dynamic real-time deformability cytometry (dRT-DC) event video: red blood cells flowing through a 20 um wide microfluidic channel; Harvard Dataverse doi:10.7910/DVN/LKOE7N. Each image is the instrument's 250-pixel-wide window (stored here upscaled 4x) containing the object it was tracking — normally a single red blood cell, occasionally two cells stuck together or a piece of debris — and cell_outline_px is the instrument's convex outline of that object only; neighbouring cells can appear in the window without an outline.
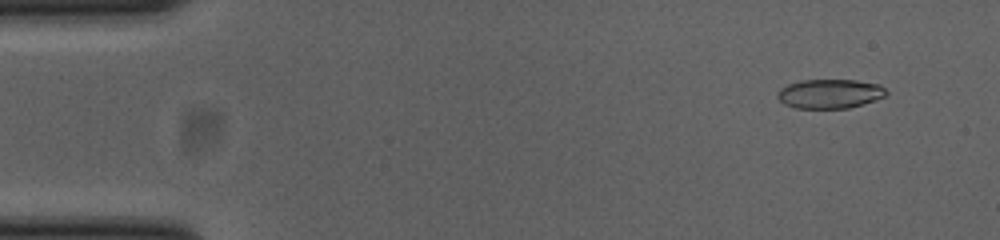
{"species": "common noctule bat (a hibernating species)", "species_latin": "Nyctalus noctula", "temperature_condition": "cold", "stored_images_in_passage": 52, "camera_frame_rate_fps": 3000, "um_per_image_px": 0.085, "animal": {"sex": "female", "body_mass_g": 23.0, "forearm_length_mm": 53.4}, "frame": {"image": 1, "passage_image": 4, "time_ms": 1.0, "image_size_px": [1000, 240], "cell_outline_px": [[888, 92], [884, 96], [876, 100], [864, 104], [848, 108], [796, 108], [784, 104], [776, 96], [780, 88], [788, 84], [800, 80], [856, 80], [880, 84]], "centroid_in_image_um": [70.54, 7.96], "position_along_channel_um": 14.5, "area_um2": 18.61}}
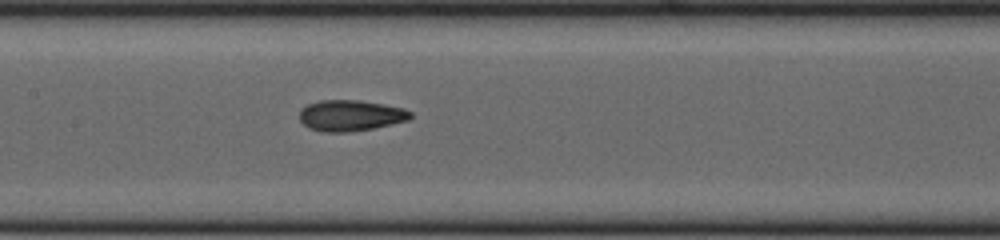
{"frame": {"image": 2, "passage_image": 25, "time_ms": 8.0, "image_size_px": [1000, 240], "cell_outline_px": [[412, 116], [408, 120], [372, 128], [348, 132], [324, 132], [308, 128], [300, 120], [300, 108], [308, 104], [320, 100], [360, 100], [384, 104], [404, 108], [412, 112]], "centroid_in_image_um": [29.78, 9.81], "position_along_channel_um": 177.6, "area_um2": 20.06}}
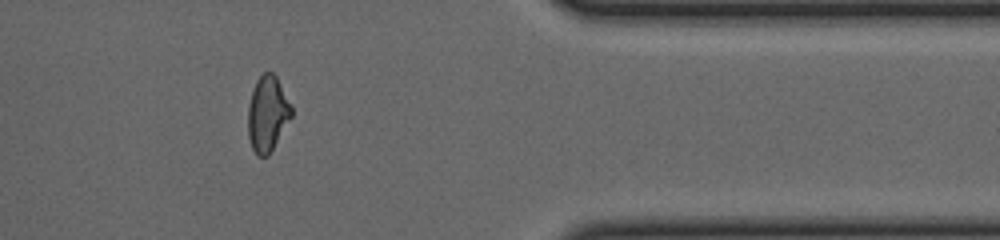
{"frame": {"image": 3, "passage_image": 43, "time_ms": 14.0, "image_size_px": [1000, 240], "cell_outline_px": [[292, 116], [268, 156], [256, 156], [252, 148], [248, 136], [248, 104], [256, 80], [264, 72], [272, 72], [276, 76], [292, 104]], "centroid_in_image_um": [22.74, 9.66], "position_along_channel_um": 388.7, "area_um2": 19.19}, "authors_computed_cell_mechanics": {"area_um2": 19.4208, "velocity_mm_per_s": 3.885, "shape_relaxation_time_tau1_ms": 9.0119, "shape_relaxation_time_tau2_ms": 2.1261, "deformation_change_tau1": 0.2145, "deformation_change_tau2": 0.09}}